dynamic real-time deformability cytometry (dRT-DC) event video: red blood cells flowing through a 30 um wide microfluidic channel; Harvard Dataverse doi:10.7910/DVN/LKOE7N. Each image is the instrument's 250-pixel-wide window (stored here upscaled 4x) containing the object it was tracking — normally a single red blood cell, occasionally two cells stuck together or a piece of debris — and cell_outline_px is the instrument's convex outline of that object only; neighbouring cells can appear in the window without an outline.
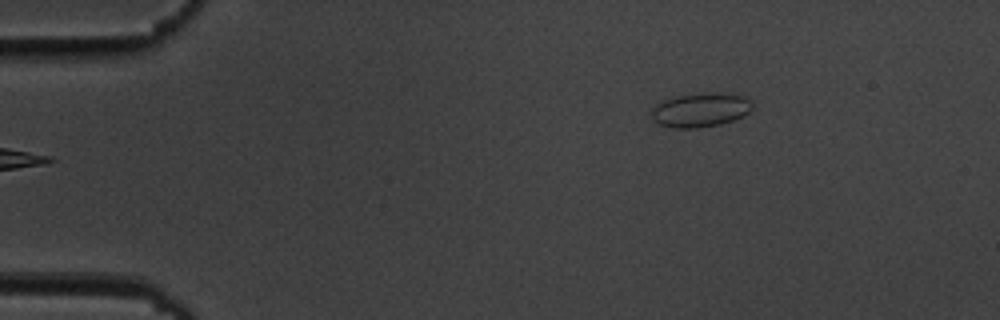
{"species": "common noctule bat (a hibernating species)", "species_latin": "Nyctalus noctula", "temperature_condition": "cold", "stored_images_in_passage": 47, "camera_frame_rate_fps": 3000, "um_per_image_px": 0.085, "animal": {"sex": "male", "body_mass_g": 19.5, "forearm_length_mm": 54.6}, "frame": {"image": 1, "passage_image": 1, "time_ms": 0.0, "image_size_px": [1000, 320], "cell_outline_px": [[752, 108], [744, 116], [720, 124], [696, 128], [672, 128], [660, 124], [652, 120], [652, 108], [660, 100], [676, 96], [716, 92], [744, 96], [752, 100]], "centroid_in_image_um": [59.53, 9.34], "position_along_channel_um": 25.5, "area_um2": 20.11}}
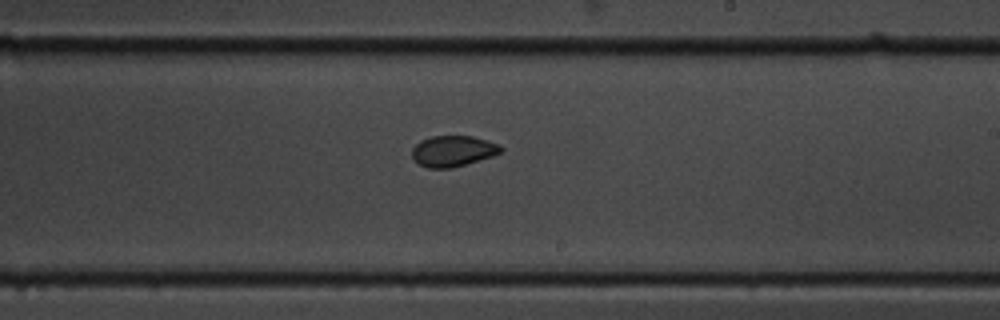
{"frame": {"image": 2, "passage_image": 25, "time_ms": 8.0, "image_size_px": [1000, 320], "cell_outline_px": [[504, 148], [500, 152], [492, 156], [452, 168], [428, 168], [420, 164], [412, 156], [412, 148], [420, 140], [432, 136], [472, 136], [500, 144]], "centroid_in_image_um": [38.51, 12.83], "position_along_channel_um": 250.5, "area_um2": 15.9}}
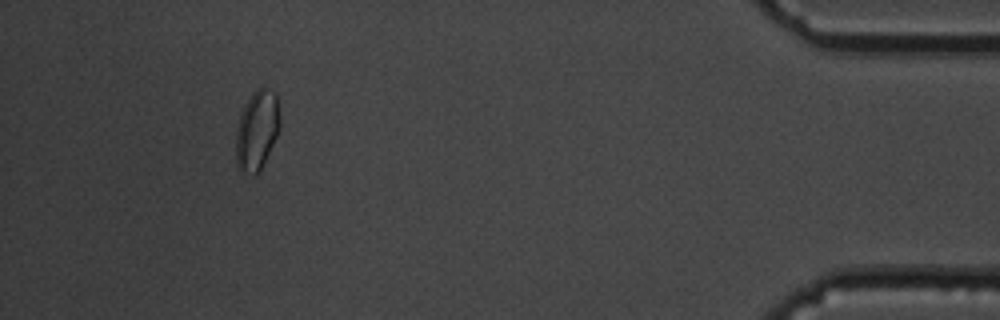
{"frame": {"image": 3, "passage_image": 43, "time_ms": 14.0, "image_size_px": [1000, 320], "cell_outline_px": [[280, 128], [256, 176], [252, 176], [240, 172], [236, 168], [236, 128], [240, 112], [244, 104], [252, 92], [256, 88], [264, 84], [276, 92], [280, 116]], "centroid_in_image_um": [21.82, 11.01], "position_along_channel_um": 413.4, "area_um2": 20.98}, "authors_computed_cell_mechanics": {"area_um2": 16.8198, "velocity_mm_per_s": 3.6907, "shape_relaxation_time_tau1_ms": 2.8713, "shape_relaxation_time_tau2_ms": 1.3322, "deformation_change_tau1": 0.0511, "deformation_change_tau2": 0.0346}}